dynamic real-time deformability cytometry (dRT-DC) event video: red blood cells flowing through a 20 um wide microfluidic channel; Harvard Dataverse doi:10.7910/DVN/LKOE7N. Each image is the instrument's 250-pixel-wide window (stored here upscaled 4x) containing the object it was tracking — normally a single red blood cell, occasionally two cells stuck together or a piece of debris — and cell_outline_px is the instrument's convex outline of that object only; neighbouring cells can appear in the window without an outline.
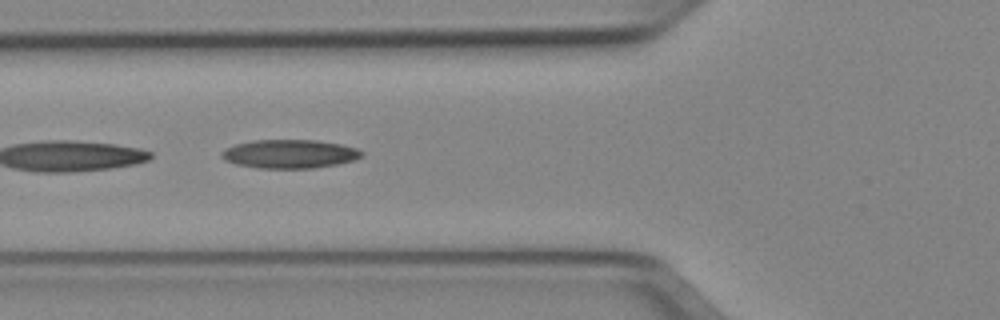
{"species": "Egyptian fruit bat (a non-hibernating species)", "species_latin": "Rousettus aegyptiacus", "temperature_condition": "cold", "stored_images_in_passage": 18, "camera_frame_rate_fps": 3000, "um_per_image_px": 0.085, "animal": {"sex": "female"}, "frame": {"image": 1, "passage_image": 14, "time_ms": 4.333, "image_size_px": [1000, 320], "cell_outline_px": [[364, 152], [360, 156], [352, 160], [336, 164], [312, 168], [256, 168], [236, 164], [224, 160], [220, 156], [220, 152], [224, 148], [236, 144], [252, 140], [316, 140], [340, 144], [356, 148]], "centroid_in_image_um": [24.54, 13.08], "position_along_channel_um": 101.3, "area_um2": 23.35}}